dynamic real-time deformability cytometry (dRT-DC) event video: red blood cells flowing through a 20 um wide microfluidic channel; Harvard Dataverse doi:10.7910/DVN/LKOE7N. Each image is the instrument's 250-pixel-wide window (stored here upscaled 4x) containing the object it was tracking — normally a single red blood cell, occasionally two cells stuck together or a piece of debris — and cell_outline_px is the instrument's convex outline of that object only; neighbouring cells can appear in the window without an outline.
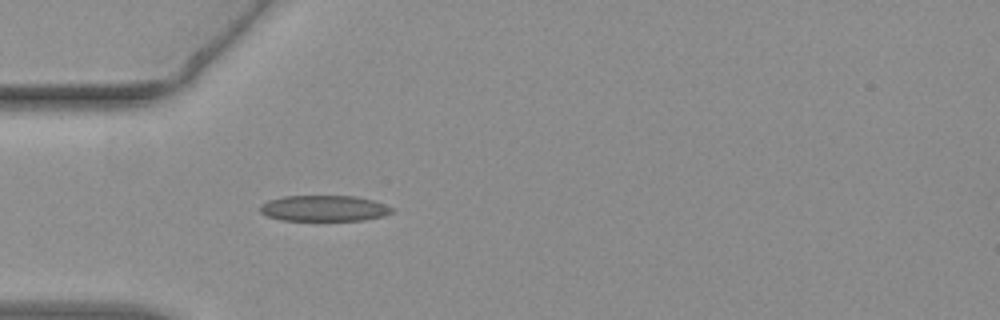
{"species": "common noctule bat (a hibernating species)", "species_latin": "Nyctalus noctula", "temperature_condition": "warm", "stored_images_in_passage": 43, "camera_frame_rate_fps": 3000, "um_per_image_px": 0.085, "animal": {"sex": "female", "body_mass_g": 19.3, "forearm_length_mm": 54.1}, "frame": {"image": 1, "passage_image": 5, "time_ms": 1.333, "image_size_px": [1000, 320], "cell_outline_px": [[396, 208], [392, 212], [384, 216], [364, 220], [280, 220], [268, 216], [260, 212], [260, 204], [268, 200], [284, 196], [356, 196], [372, 200]], "centroid_in_image_um": [27.55, 17.7], "position_along_channel_um": 57.4, "area_um2": 19.94}}
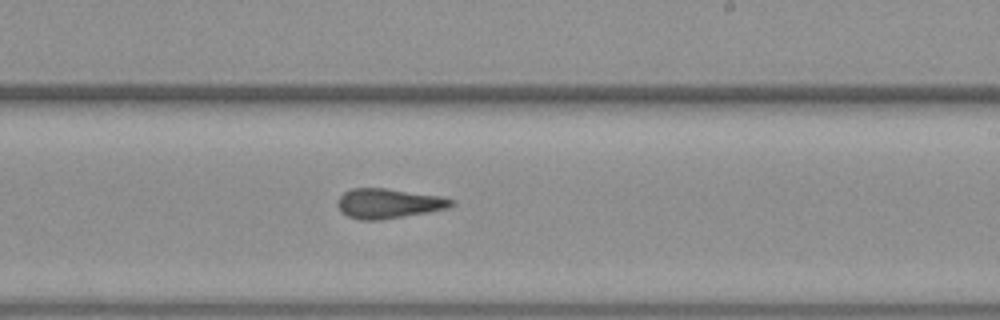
{"frame": {"image": 2, "passage_image": 21, "time_ms": 6.667, "image_size_px": [1000, 320], "cell_outline_px": [[456, 204], [448, 208], [428, 212], [380, 220], [360, 220], [348, 216], [340, 212], [336, 204], [336, 200], [344, 192], [352, 188], [384, 188], [440, 196], [456, 200]], "centroid_in_image_um": [33.01, 17.29], "position_along_channel_um": 256.0, "area_um2": 19.88}}
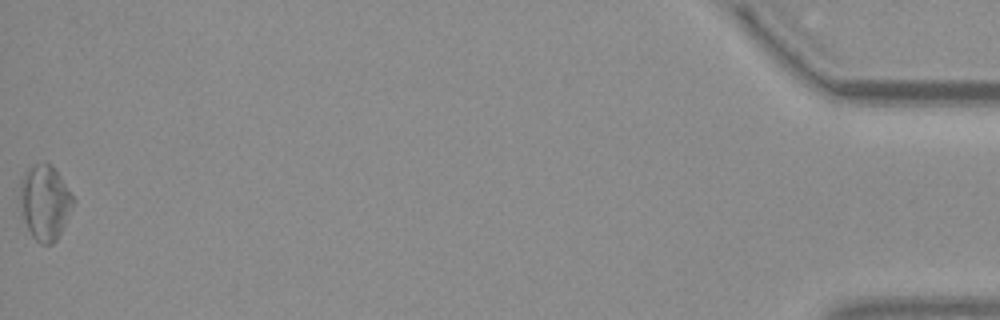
{"frame": {"image": 3, "passage_image": 43, "time_ms": 14.0, "image_size_px": [1000, 320], "cell_outline_px": [[76, 200], [56, 240], [52, 244], [40, 244], [32, 236], [28, 228], [24, 216], [20, 196], [20, 184], [28, 168], [44, 160], [52, 164]], "centroid_in_image_um": [3.84, 17.17], "position_along_channel_um": 431.4, "area_um2": 22.83}, "authors_computed_cell_mechanics": {"area_um2": 19.9988, "velocity_mm_per_s": 3.8026, "shape_relaxation_time_tau1_ms": null, "shape_relaxation_time_tau2_ms": 2.3514, "deformation_change_tau1": null, "deformation_change_tau2": 0.0963}}